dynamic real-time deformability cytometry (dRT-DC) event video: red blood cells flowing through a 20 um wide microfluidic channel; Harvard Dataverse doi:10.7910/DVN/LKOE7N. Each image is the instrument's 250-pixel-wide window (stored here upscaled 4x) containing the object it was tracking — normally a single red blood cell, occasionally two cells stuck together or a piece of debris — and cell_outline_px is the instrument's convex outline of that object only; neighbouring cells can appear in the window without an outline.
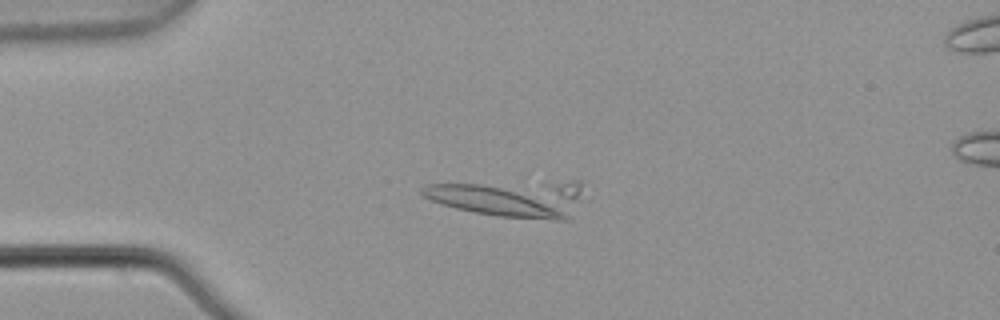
{"species": "common noctule bat (a hibernating species)", "species_latin": "Nyctalus noctula", "temperature_condition": "warm", "stored_images_in_passage": 3, "camera_frame_rate_fps": 3000, "um_per_image_px": 0.085, "animal": {"sex": "male", "body_mass_g": 21.5, "forearm_length_mm": 52.0}, "frame": {"image": 1, "passage_image": 2, "time_ms": 0.333, "image_size_px": [1000, 320], "cell_outline_px": [[580, 188], [568, 220], [556, 220], [496, 216], [456, 208], [440, 204], [424, 196], [420, 192], [420, 188], [424, 184], [572, 180], [580, 180]], "centroid_in_image_um": [43.28, 16.82], "position_along_channel_um": 41.7, "area_um2": 34.68}}